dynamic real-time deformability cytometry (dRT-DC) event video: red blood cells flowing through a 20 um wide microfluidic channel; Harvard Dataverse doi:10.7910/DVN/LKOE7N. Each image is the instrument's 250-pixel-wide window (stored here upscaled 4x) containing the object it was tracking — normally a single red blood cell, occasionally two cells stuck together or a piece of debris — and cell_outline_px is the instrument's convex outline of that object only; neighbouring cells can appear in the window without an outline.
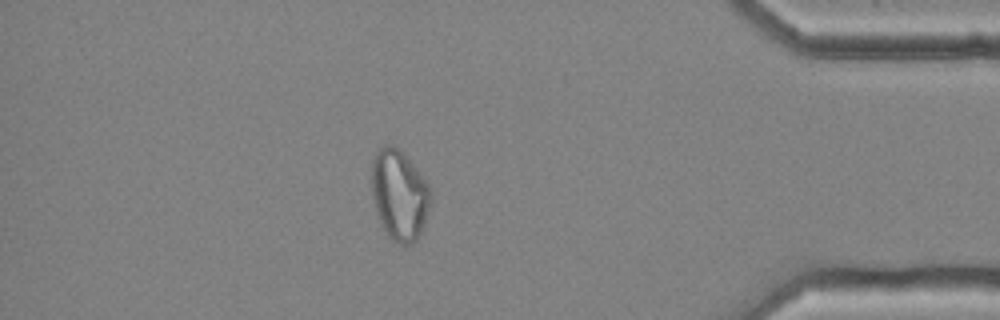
{"species": "common noctule bat (a hibernating species)", "species_latin": "Nyctalus noctula", "temperature_condition": "cold", "stored_images_in_passage": 57, "segment_of_instrument_passage": [1, 2], "camera_frame_rate_fps": 3000, "um_per_image_px": 0.085, "animal": {"sex": "female", "body_mass_g": 25.1}, "frame": {"image": 1, "passage_image": 49, "time_ms": 16.0, "image_size_px": [1000, 320], "cell_outline_px": [[432, 196], [424, 224], [416, 240], [412, 244], [400, 244], [392, 240], [388, 236], [380, 224], [376, 212], [372, 196], [372, 156], [384, 144], [392, 144], [400, 148], [428, 184], [432, 192]], "centroid_in_image_um": [33.93, 16.55], "position_along_channel_um": 401.3, "area_um2": 31.27}}